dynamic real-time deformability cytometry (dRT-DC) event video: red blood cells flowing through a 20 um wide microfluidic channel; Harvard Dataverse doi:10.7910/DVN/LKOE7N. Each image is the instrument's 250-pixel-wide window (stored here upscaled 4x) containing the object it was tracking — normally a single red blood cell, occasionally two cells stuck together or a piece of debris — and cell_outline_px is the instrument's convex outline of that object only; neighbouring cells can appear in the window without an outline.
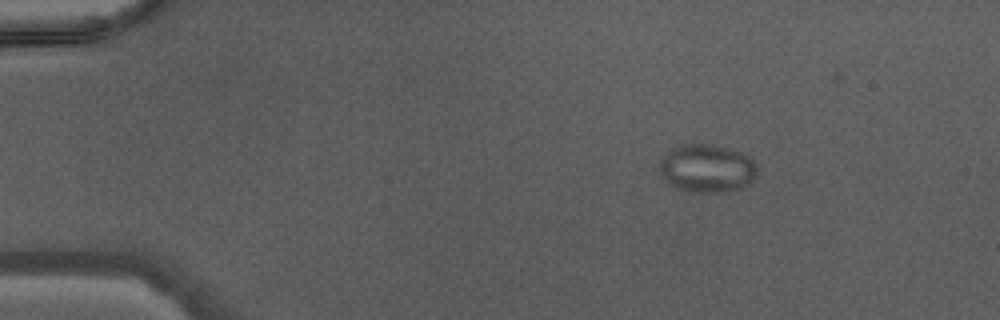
{"species": "Egyptian fruit bat (a non-hibernating species)", "species_latin": "Rousettus aegyptiacus", "temperature_condition": "warm", "stored_images_in_passage": 40, "camera_frame_rate_fps": 3000, "um_per_image_px": 0.085, "animal": {"sex": "male"}, "frame": {"image": 1, "passage_image": 1, "time_ms": 0.0, "image_size_px": [1000, 320], "cell_outline_px": [[756, 176], [748, 184], [740, 188], [724, 192], [688, 192], [676, 188], [668, 184], [664, 180], [660, 168], [660, 160], [672, 148], [684, 144], [716, 144], [740, 152], [748, 156], [756, 164]], "centroid_in_image_um": [60.08, 14.31], "position_along_channel_um": 24.9, "area_um2": 27.46}}
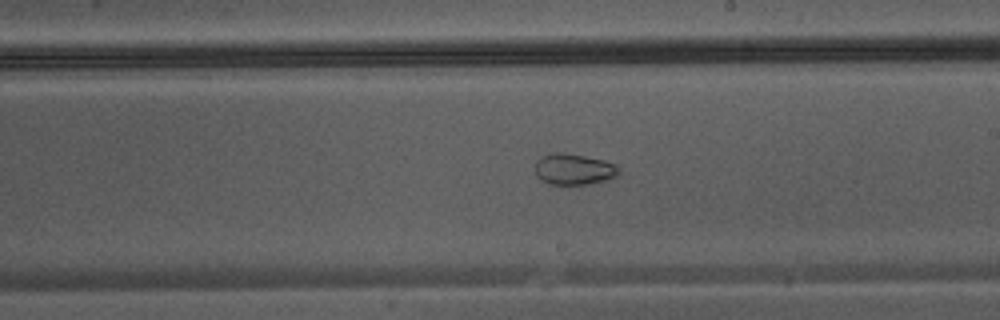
{"frame": {"image": 2, "passage_image": 21, "time_ms": 6.667, "image_size_px": [1000, 320], "cell_outline_px": [[620, 176], [588, 184], [552, 184], [536, 176], [536, 160], [540, 156], [552, 152], [564, 152], [604, 160], [616, 164], [620, 168]], "centroid_in_image_um": [48.81, 14.36], "position_along_channel_um": 240.2, "area_um2": 15.26}}
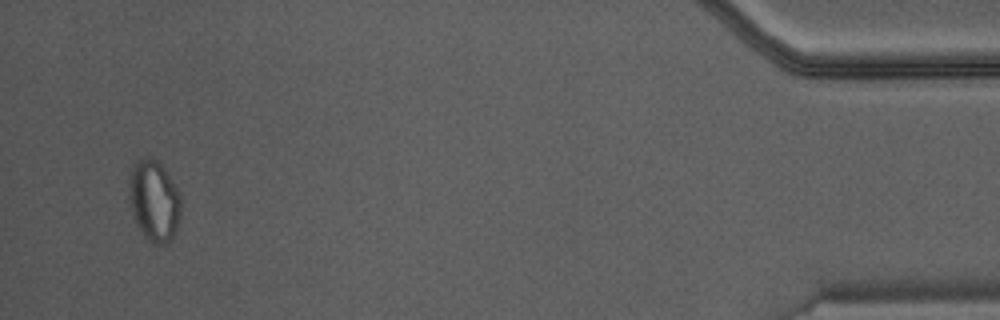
{"frame": {"image": 3, "passage_image": 38, "time_ms": 12.333, "image_size_px": [1000, 320], "cell_outline_px": [[180, 216], [176, 232], [160, 248], [152, 244], [140, 232], [132, 216], [128, 204], [128, 180], [136, 164], [144, 156], [148, 156], [156, 160], [164, 168], [176, 188], [180, 196]], "centroid_in_image_um": [13.06, 17.12], "position_along_channel_um": 422.1, "area_um2": 24.8}}